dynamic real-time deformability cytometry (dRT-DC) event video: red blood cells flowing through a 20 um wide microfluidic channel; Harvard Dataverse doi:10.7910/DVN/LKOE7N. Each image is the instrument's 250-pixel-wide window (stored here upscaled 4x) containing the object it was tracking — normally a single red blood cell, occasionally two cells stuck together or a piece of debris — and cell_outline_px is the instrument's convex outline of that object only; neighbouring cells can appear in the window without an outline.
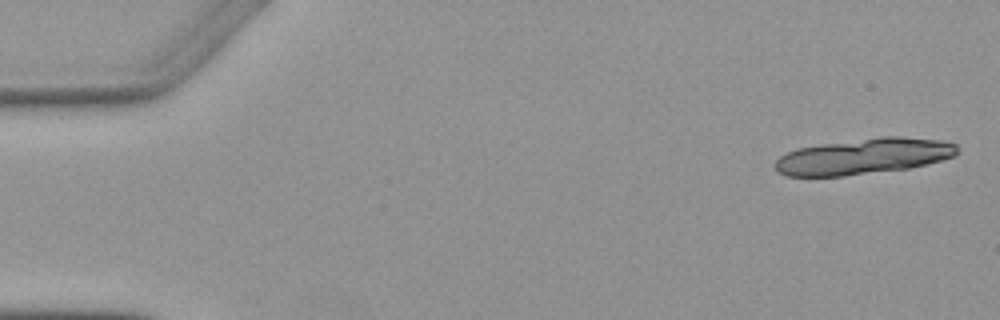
{"species": "Egyptian fruit bat (a non-hibernating species)", "species_latin": "Rousettus aegyptiacus", "temperature_condition": "warm", "stored_images_in_passage": 7, "segment_of_instrument_passage": [1, 2], "camera_frame_rate_fps": 3000, "um_per_image_px": 0.085, "animal": {"sex": "female"}, "frame": {"image": 1, "passage_image": 1, "time_ms": 0.0, "image_size_px": [1000, 320], "cell_outline_px": [[960, 152], [956, 156], [908, 168], [844, 176], [788, 176], [776, 172], [776, 160], [780, 156], [796, 148], [820, 144], [880, 136], [900, 136], [940, 140], [956, 144]], "centroid_in_image_um": [73.41, 13.28], "position_along_channel_um": 11.6, "area_um2": 38.09}}